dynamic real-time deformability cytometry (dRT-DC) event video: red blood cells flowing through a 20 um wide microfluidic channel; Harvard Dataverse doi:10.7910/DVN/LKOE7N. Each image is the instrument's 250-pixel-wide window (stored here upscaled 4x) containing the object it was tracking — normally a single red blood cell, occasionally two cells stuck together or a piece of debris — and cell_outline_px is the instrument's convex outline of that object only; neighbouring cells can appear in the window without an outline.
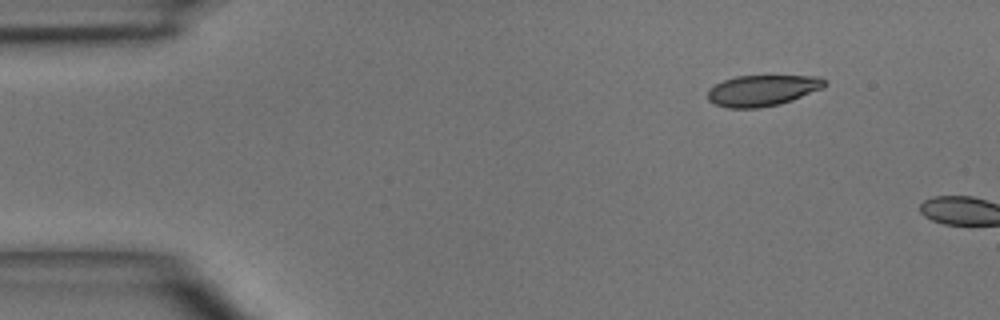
{"species": "common noctule bat (a hibernating species)", "species_latin": "Nyctalus noctula", "temperature_condition": "room temperature", "stored_images_in_passage": 2, "camera_frame_rate_fps": 3000, "um_per_image_px": 0.085, "animal": {"sex": "male", "body_mass_g": 15.6}, "frame": {"image": 1, "passage_image": 1, "time_ms": 0.0, "image_size_px": [1000, 320], "cell_outline_px": [[828, 84], [824, 88], [792, 100], [780, 104], [756, 108], [728, 108], [716, 104], [708, 100], [708, 88], [724, 80], [736, 76], [820, 76]], "centroid_in_image_um": [64.82, 7.69], "position_along_channel_um": 20.2, "area_um2": 21.15}}